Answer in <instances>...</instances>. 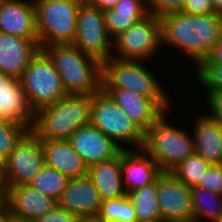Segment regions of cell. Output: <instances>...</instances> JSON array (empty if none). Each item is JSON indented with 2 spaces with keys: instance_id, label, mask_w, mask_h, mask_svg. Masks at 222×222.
Here are the masks:
<instances>
[{
  "instance_id": "6da1fadb",
  "label": "cell",
  "mask_w": 222,
  "mask_h": 222,
  "mask_svg": "<svg viewBox=\"0 0 222 222\" xmlns=\"http://www.w3.org/2000/svg\"><path fill=\"white\" fill-rule=\"evenodd\" d=\"M162 45L182 49L198 65L222 37V16L174 12L160 17Z\"/></svg>"
},
{
  "instance_id": "7a4b0ae2",
  "label": "cell",
  "mask_w": 222,
  "mask_h": 222,
  "mask_svg": "<svg viewBox=\"0 0 222 222\" xmlns=\"http://www.w3.org/2000/svg\"><path fill=\"white\" fill-rule=\"evenodd\" d=\"M53 62L67 94L93 95L101 90L102 64L73 44L41 48Z\"/></svg>"
},
{
  "instance_id": "3957f363",
  "label": "cell",
  "mask_w": 222,
  "mask_h": 222,
  "mask_svg": "<svg viewBox=\"0 0 222 222\" xmlns=\"http://www.w3.org/2000/svg\"><path fill=\"white\" fill-rule=\"evenodd\" d=\"M92 95L67 94L36 113L32 131L41 140H69L80 127L91 123Z\"/></svg>"
},
{
  "instance_id": "277c9868",
  "label": "cell",
  "mask_w": 222,
  "mask_h": 222,
  "mask_svg": "<svg viewBox=\"0 0 222 222\" xmlns=\"http://www.w3.org/2000/svg\"><path fill=\"white\" fill-rule=\"evenodd\" d=\"M141 60L111 57L102 63L101 88H124L153 100L164 112L170 105L168 96L156 77Z\"/></svg>"
},
{
  "instance_id": "5b68a950",
  "label": "cell",
  "mask_w": 222,
  "mask_h": 222,
  "mask_svg": "<svg viewBox=\"0 0 222 222\" xmlns=\"http://www.w3.org/2000/svg\"><path fill=\"white\" fill-rule=\"evenodd\" d=\"M39 44H73L77 15L85 0H33Z\"/></svg>"
},
{
  "instance_id": "8992f818",
  "label": "cell",
  "mask_w": 222,
  "mask_h": 222,
  "mask_svg": "<svg viewBox=\"0 0 222 222\" xmlns=\"http://www.w3.org/2000/svg\"><path fill=\"white\" fill-rule=\"evenodd\" d=\"M165 115L144 133L142 149L155 161L161 172H171L194 153V140L185 130L169 125Z\"/></svg>"
},
{
  "instance_id": "52a82bcc",
  "label": "cell",
  "mask_w": 222,
  "mask_h": 222,
  "mask_svg": "<svg viewBox=\"0 0 222 222\" xmlns=\"http://www.w3.org/2000/svg\"><path fill=\"white\" fill-rule=\"evenodd\" d=\"M19 80L35 113L57 103L67 95L53 62L42 49L32 59Z\"/></svg>"
},
{
  "instance_id": "ba28073f",
  "label": "cell",
  "mask_w": 222,
  "mask_h": 222,
  "mask_svg": "<svg viewBox=\"0 0 222 222\" xmlns=\"http://www.w3.org/2000/svg\"><path fill=\"white\" fill-rule=\"evenodd\" d=\"M91 124L116 144L126 142L142 149L144 132L102 89L92 95Z\"/></svg>"
},
{
  "instance_id": "9c48e42d",
  "label": "cell",
  "mask_w": 222,
  "mask_h": 222,
  "mask_svg": "<svg viewBox=\"0 0 222 222\" xmlns=\"http://www.w3.org/2000/svg\"><path fill=\"white\" fill-rule=\"evenodd\" d=\"M110 41L104 11L85 0L78 11L73 45L102 64L113 57Z\"/></svg>"
},
{
  "instance_id": "30bf717a",
  "label": "cell",
  "mask_w": 222,
  "mask_h": 222,
  "mask_svg": "<svg viewBox=\"0 0 222 222\" xmlns=\"http://www.w3.org/2000/svg\"><path fill=\"white\" fill-rule=\"evenodd\" d=\"M119 59L148 60L162 44L160 18L149 14L114 38Z\"/></svg>"
},
{
  "instance_id": "8fae6325",
  "label": "cell",
  "mask_w": 222,
  "mask_h": 222,
  "mask_svg": "<svg viewBox=\"0 0 222 222\" xmlns=\"http://www.w3.org/2000/svg\"><path fill=\"white\" fill-rule=\"evenodd\" d=\"M3 165L7 186L28 185L45 166L42 140L29 130Z\"/></svg>"
},
{
  "instance_id": "7c38bea8",
  "label": "cell",
  "mask_w": 222,
  "mask_h": 222,
  "mask_svg": "<svg viewBox=\"0 0 222 222\" xmlns=\"http://www.w3.org/2000/svg\"><path fill=\"white\" fill-rule=\"evenodd\" d=\"M157 198L162 222H194L191 188L172 172L157 176Z\"/></svg>"
},
{
  "instance_id": "4fadbf2b",
  "label": "cell",
  "mask_w": 222,
  "mask_h": 222,
  "mask_svg": "<svg viewBox=\"0 0 222 222\" xmlns=\"http://www.w3.org/2000/svg\"><path fill=\"white\" fill-rule=\"evenodd\" d=\"M68 141L87 167L111 160L125 149L91 123L78 128Z\"/></svg>"
},
{
  "instance_id": "5bb4252c",
  "label": "cell",
  "mask_w": 222,
  "mask_h": 222,
  "mask_svg": "<svg viewBox=\"0 0 222 222\" xmlns=\"http://www.w3.org/2000/svg\"><path fill=\"white\" fill-rule=\"evenodd\" d=\"M57 205V200L40 193L29 184L7 186L6 207L16 221L32 222L51 212Z\"/></svg>"
},
{
  "instance_id": "9a60e30c",
  "label": "cell",
  "mask_w": 222,
  "mask_h": 222,
  "mask_svg": "<svg viewBox=\"0 0 222 222\" xmlns=\"http://www.w3.org/2000/svg\"><path fill=\"white\" fill-rule=\"evenodd\" d=\"M36 113L19 78L0 72V119H10L32 130Z\"/></svg>"
},
{
  "instance_id": "2e32d148",
  "label": "cell",
  "mask_w": 222,
  "mask_h": 222,
  "mask_svg": "<svg viewBox=\"0 0 222 222\" xmlns=\"http://www.w3.org/2000/svg\"><path fill=\"white\" fill-rule=\"evenodd\" d=\"M144 133L163 115L164 111L151 99L124 88H101Z\"/></svg>"
},
{
  "instance_id": "e0dca14e",
  "label": "cell",
  "mask_w": 222,
  "mask_h": 222,
  "mask_svg": "<svg viewBox=\"0 0 222 222\" xmlns=\"http://www.w3.org/2000/svg\"><path fill=\"white\" fill-rule=\"evenodd\" d=\"M40 50L39 39L0 32V72L20 78Z\"/></svg>"
},
{
  "instance_id": "ac0fdd59",
  "label": "cell",
  "mask_w": 222,
  "mask_h": 222,
  "mask_svg": "<svg viewBox=\"0 0 222 222\" xmlns=\"http://www.w3.org/2000/svg\"><path fill=\"white\" fill-rule=\"evenodd\" d=\"M57 202L59 207L78 217L98 216L102 204L100 194L88 175L69 179Z\"/></svg>"
},
{
  "instance_id": "d6986e66",
  "label": "cell",
  "mask_w": 222,
  "mask_h": 222,
  "mask_svg": "<svg viewBox=\"0 0 222 222\" xmlns=\"http://www.w3.org/2000/svg\"><path fill=\"white\" fill-rule=\"evenodd\" d=\"M0 0V32L28 39H39L34 3Z\"/></svg>"
},
{
  "instance_id": "ffe728a7",
  "label": "cell",
  "mask_w": 222,
  "mask_h": 222,
  "mask_svg": "<svg viewBox=\"0 0 222 222\" xmlns=\"http://www.w3.org/2000/svg\"><path fill=\"white\" fill-rule=\"evenodd\" d=\"M138 151H130L129 148L121 151L122 178L124 186H127V194L150 184L161 173L158 165L143 149Z\"/></svg>"
},
{
  "instance_id": "44dd1931",
  "label": "cell",
  "mask_w": 222,
  "mask_h": 222,
  "mask_svg": "<svg viewBox=\"0 0 222 222\" xmlns=\"http://www.w3.org/2000/svg\"><path fill=\"white\" fill-rule=\"evenodd\" d=\"M47 167L58 170L69 179L87 175L88 167L68 140H42Z\"/></svg>"
},
{
  "instance_id": "7402d4cb",
  "label": "cell",
  "mask_w": 222,
  "mask_h": 222,
  "mask_svg": "<svg viewBox=\"0 0 222 222\" xmlns=\"http://www.w3.org/2000/svg\"><path fill=\"white\" fill-rule=\"evenodd\" d=\"M88 177L97 188L101 200L118 199L127 195L123 184L121 169V153L108 161L88 167Z\"/></svg>"
},
{
  "instance_id": "603a6c76",
  "label": "cell",
  "mask_w": 222,
  "mask_h": 222,
  "mask_svg": "<svg viewBox=\"0 0 222 222\" xmlns=\"http://www.w3.org/2000/svg\"><path fill=\"white\" fill-rule=\"evenodd\" d=\"M194 152L210 165L222 164V127L207 113L195 121Z\"/></svg>"
},
{
  "instance_id": "cb8c5ba5",
  "label": "cell",
  "mask_w": 222,
  "mask_h": 222,
  "mask_svg": "<svg viewBox=\"0 0 222 222\" xmlns=\"http://www.w3.org/2000/svg\"><path fill=\"white\" fill-rule=\"evenodd\" d=\"M149 14L147 0H120L114 8L104 11L108 34L114 39Z\"/></svg>"
},
{
  "instance_id": "d4e9b609",
  "label": "cell",
  "mask_w": 222,
  "mask_h": 222,
  "mask_svg": "<svg viewBox=\"0 0 222 222\" xmlns=\"http://www.w3.org/2000/svg\"><path fill=\"white\" fill-rule=\"evenodd\" d=\"M127 195L134 206L137 222H162L157 198V177L150 184Z\"/></svg>"
},
{
  "instance_id": "484cf974",
  "label": "cell",
  "mask_w": 222,
  "mask_h": 222,
  "mask_svg": "<svg viewBox=\"0 0 222 222\" xmlns=\"http://www.w3.org/2000/svg\"><path fill=\"white\" fill-rule=\"evenodd\" d=\"M191 200L194 222H200L199 220L204 216L209 218L210 222H217L222 216V195L193 187L191 188Z\"/></svg>"
},
{
  "instance_id": "4316f807",
  "label": "cell",
  "mask_w": 222,
  "mask_h": 222,
  "mask_svg": "<svg viewBox=\"0 0 222 222\" xmlns=\"http://www.w3.org/2000/svg\"><path fill=\"white\" fill-rule=\"evenodd\" d=\"M68 181L69 178L66 175L45 165L29 185L40 193L58 201L66 189Z\"/></svg>"
},
{
  "instance_id": "83f0119b",
  "label": "cell",
  "mask_w": 222,
  "mask_h": 222,
  "mask_svg": "<svg viewBox=\"0 0 222 222\" xmlns=\"http://www.w3.org/2000/svg\"><path fill=\"white\" fill-rule=\"evenodd\" d=\"M97 217L103 222H137L134 206L128 195L102 201Z\"/></svg>"
},
{
  "instance_id": "f1b7e54d",
  "label": "cell",
  "mask_w": 222,
  "mask_h": 222,
  "mask_svg": "<svg viewBox=\"0 0 222 222\" xmlns=\"http://www.w3.org/2000/svg\"><path fill=\"white\" fill-rule=\"evenodd\" d=\"M211 165L197 153L189 155L171 172L187 187H197Z\"/></svg>"
},
{
  "instance_id": "f546056e",
  "label": "cell",
  "mask_w": 222,
  "mask_h": 222,
  "mask_svg": "<svg viewBox=\"0 0 222 222\" xmlns=\"http://www.w3.org/2000/svg\"><path fill=\"white\" fill-rule=\"evenodd\" d=\"M29 131V129L16 121L0 119V163L4 164L14 150L15 145Z\"/></svg>"
},
{
  "instance_id": "4dcf8cb0",
  "label": "cell",
  "mask_w": 222,
  "mask_h": 222,
  "mask_svg": "<svg viewBox=\"0 0 222 222\" xmlns=\"http://www.w3.org/2000/svg\"><path fill=\"white\" fill-rule=\"evenodd\" d=\"M197 75L207 94L222 93V63H200Z\"/></svg>"
},
{
  "instance_id": "1f68e13d",
  "label": "cell",
  "mask_w": 222,
  "mask_h": 222,
  "mask_svg": "<svg viewBox=\"0 0 222 222\" xmlns=\"http://www.w3.org/2000/svg\"><path fill=\"white\" fill-rule=\"evenodd\" d=\"M197 187L222 195V164L211 165Z\"/></svg>"
},
{
  "instance_id": "d6a6232c",
  "label": "cell",
  "mask_w": 222,
  "mask_h": 222,
  "mask_svg": "<svg viewBox=\"0 0 222 222\" xmlns=\"http://www.w3.org/2000/svg\"><path fill=\"white\" fill-rule=\"evenodd\" d=\"M185 0H147L148 10L150 14L158 16L180 12Z\"/></svg>"
},
{
  "instance_id": "836d02e7",
  "label": "cell",
  "mask_w": 222,
  "mask_h": 222,
  "mask_svg": "<svg viewBox=\"0 0 222 222\" xmlns=\"http://www.w3.org/2000/svg\"><path fill=\"white\" fill-rule=\"evenodd\" d=\"M180 12L208 15L215 13L213 0H185Z\"/></svg>"
},
{
  "instance_id": "e575fe53",
  "label": "cell",
  "mask_w": 222,
  "mask_h": 222,
  "mask_svg": "<svg viewBox=\"0 0 222 222\" xmlns=\"http://www.w3.org/2000/svg\"><path fill=\"white\" fill-rule=\"evenodd\" d=\"M79 217L58 205L43 216L37 217L32 222H77Z\"/></svg>"
},
{
  "instance_id": "d590c367",
  "label": "cell",
  "mask_w": 222,
  "mask_h": 222,
  "mask_svg": "<svg viewBox=\"0 0 222 222\" xmlns=\"http://www.w3.org/2000/svg\"><path fill=\"white\" fill-rule=\"evenodd\" d=\"M208 109L212 112L209 116L222 127V93L207 94Z\"/></svg>"
},
{
  "instance_id": "8d00e7d4",
  "label": "cell",
  "mask_w": 222,
  "mask_h": 222,
  "mask_svg": "<svg viewBox=\"0 0 222 222\" xmlns=\"http://www.w3.org/2000/svg\"><path fill=\"white\" fill-rule=\"evenodd\" d=\"M201 63H222V37Z\"/></svg>"
},
{
  "instance_id": "74e56055",
  "label": "cell",
  "mask_w": 222,
  "mask_h": 222,
  "mask_svg": "<svg viewBox=\"0 0 222 222\" xmlns=\"http://www.w3.org/2000/svg\"><path fill=\"white\" fill-rule=\"evenodd\" d=\"M90 5L99 8L101 11L112 9L120 0H86Z\"/></svg>"
},
{
  "instance_id": "f35d334b",
  "label": "cell",
  "mask_w": 222,
  "mask_h": 222,
  "mask_svg": "<svg viewBox=\"0 0 222 222\" xmlns=\"http://www.w3.org/2000/svg\"><path fill=\"white\" fill-rule=\"evenodd\" d=\"M0 222H13V217L7 207L0 212Z\"/></svg>"
},
{
  "instance_id": "ab89813d",
  "label": "cell",
  "mask_w": 222,
  "mask_h": 222,
  "mask_svg": "<svg viewBox=\"0 0 222 222\" xmlns=\"http://www.w3.org/2000/svg\"><path fill=\"white\" fill-rule=\"evenodd\" d=\"M0 191H7V185L4 177V165L0 163Z\"/></svg>"
},
{
  "instance_id": "60d3db41",
  "label": "cell",
  "mask_w": 222,
  "mask_h": 222,
  "mask_svg": "<svg viewBox=\"0 0 222 222\" xmlns=\"http://www.w3.org/2000/svg\"><path fill=\"white\" fill-rule=\"evenodd\" d=\"M215 14L222 16V0H213Z\"/></svg>"
},
{
  "instance_id": "b9f144b4",
  "label": "cell",
  "mask_w": 222,
  "mask_h": 222,
  "mask_svg": "<svg viewBox=\"0 0 222 222\" xmlns=\"http://www.w3.org/2000/svg\"><path fill=\"white\" fill-rule=\"evenodd\" d=\"M6 192L0 191V212L6 207Z\"/></svg>"
},
{
  "instance_id": "7bdbcfd3",
  "label": "cell",
  "mask_w": 222,
  "mask_h": 222,
  "mask_svg": "<svg viewBox=\"0 0 222 222\" xmlns=\"http://www.w3.org/2000/svg\"><path fill=\"white\" fill-rule=\"evenodd\" d=\"M77 222H103L97 216L96 217H79Z\"/></svg>"
},
{
  "instance_id": "ee69618b",
  "label": "cell",
  "mask_w": 222,
  "mask_h": 222,
  "mask_svg": "<svg viewBox=\"0 0 222 222\" xmlns=\"http://www.w3.org/2000/svg\"><path fill=\"white\" fill-rule=\"evenodd\" d=\"M217 222H222V216L220 217V219Z\"/></svg>"
}]
</instances>
